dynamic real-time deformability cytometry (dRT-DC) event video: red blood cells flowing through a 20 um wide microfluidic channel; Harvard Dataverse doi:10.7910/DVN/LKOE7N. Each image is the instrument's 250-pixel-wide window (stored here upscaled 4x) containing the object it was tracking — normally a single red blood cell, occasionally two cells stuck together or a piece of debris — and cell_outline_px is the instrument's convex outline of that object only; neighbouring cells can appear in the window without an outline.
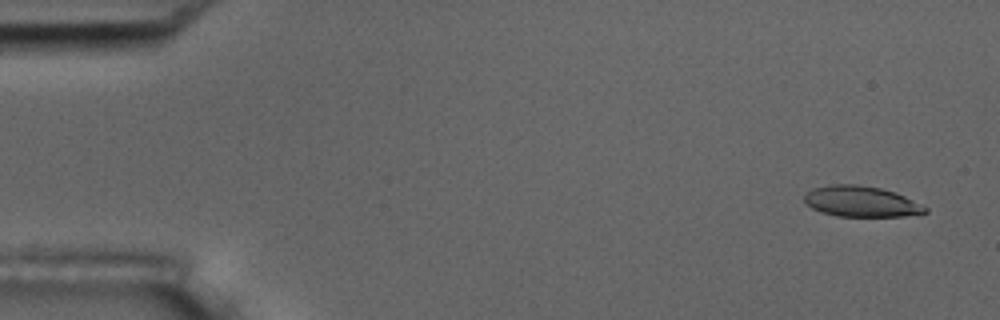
{"species": "common noctule bat (a hibernating species)", "species_latin": "Nyctalus noctula", "temperature_condition": "room temperature", "stored_images_in_passage": 4, "camera_frame_rate_fps": 3000, "um_per_image_px": 0.085, "animal": {"sex": "male", "body_mass_g": 17.5, "forearm_length_mm": 52.3}, "frame": {"image": 1, "passage_image": 1, "time_ms": 0.0, "image_size_px": [1000, 320], "cell_outline_px": [[928, 212], [904, 216], [836, 216], [820, 212], [812, 208], [804, 200], [804, 196], [812, 188], [828, 184], [856, 184], [880, 188], [896, 192], [928, 208]], "centroid_in_image_um": [73.17, 17.12], "position_along_channel_um": 11.8, "area_um2": 21.62}}
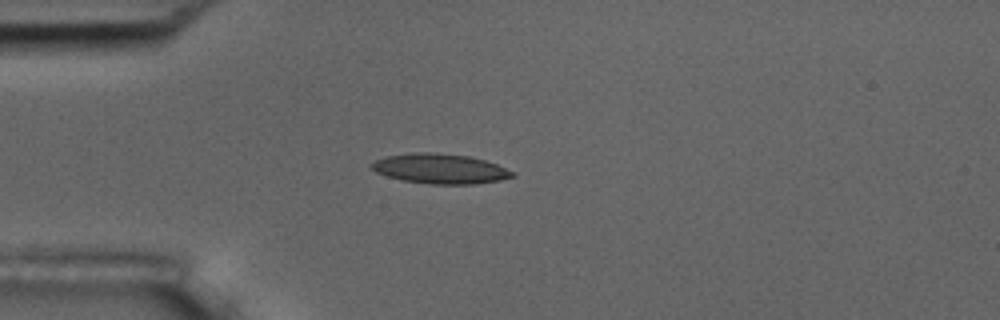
{"frame": {"image": 2, "passage_image": 4, "time_ms": 4.0, "image_size_px": [1000, 320], "cell_outline_px": [[516, 176], [500, 180], [476, 184], [428, 184], [404, 180], [388, 176], [376, 172], [368, 164], [384, 156], [408, 152], [428, 152], [468, 156], [484, 160], [496, 164], [512, 172]], "centroid_in_image_um": [37.36, 14.33], "position_along_channel_um": 47.6, "area_um2": 24.45}}